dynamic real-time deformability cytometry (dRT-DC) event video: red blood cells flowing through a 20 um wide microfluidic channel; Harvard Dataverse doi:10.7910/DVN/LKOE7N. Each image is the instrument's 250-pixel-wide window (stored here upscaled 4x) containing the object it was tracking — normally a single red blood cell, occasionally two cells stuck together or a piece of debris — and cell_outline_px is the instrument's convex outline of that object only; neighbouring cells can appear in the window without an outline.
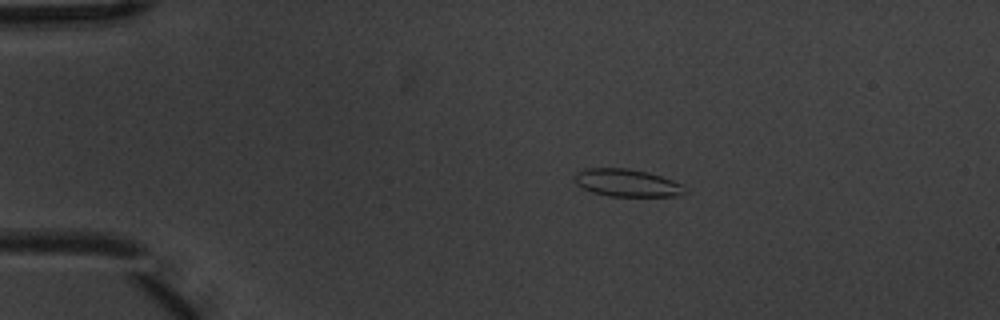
{"species": "common noctule bat (a hibernating species)", "species_latin": "Nyctalus noctula", "temperature_condition": "warm", "stored_images_in_passage": 5, "camera_frame_rate_fps": 3000, "um_per_image_px": 0.085, "animal": {"sex": "male", "body_mass_g": 20.1, "forearm_length_mm": 53.5}, "frame": {"image": 1, "passage_image": 3, "time_ms": 0.667, "image_size_px": [1000, 320], "cell_outline_px": [[688, 192], [676, 196], [608, 196], [592, 192], [576, 184], [576, 172], [584, 168], [628, 168], [648, 172], [684, 184]], "centroid_in_image_um": [53.33, 15.54], "position_along_channel_um": 31.7, "area_um2": 17.74}}